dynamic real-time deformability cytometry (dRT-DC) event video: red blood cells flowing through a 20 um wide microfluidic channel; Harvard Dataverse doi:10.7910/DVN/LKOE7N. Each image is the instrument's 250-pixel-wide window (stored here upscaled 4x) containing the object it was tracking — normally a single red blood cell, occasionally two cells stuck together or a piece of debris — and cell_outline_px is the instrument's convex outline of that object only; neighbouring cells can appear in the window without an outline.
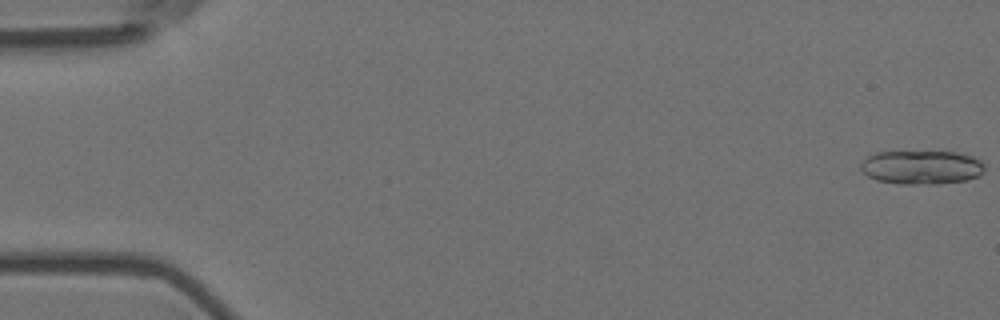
{"species": "Egyptian fruit bat (a non-hibernating species)", "species_latin": "Rousettus aegyptiacus", "temperature_condition": "room temperature", "stored_images_in_passage": 57, "camera_frame_rate_fps": 3000, "um_per_image_px": 0.085, "animal": {"sex": "female"}, "frame": {"image": 1, "passage_image": 1, "time_ms": 0.0, "image_size_px": [1000, 320], "cell_outline_px": [[984, 172], [980, 176], [968, 180], [936, 184], [900, 184], [876, 180], [868, 176], [860, 168], [860, 164], [868, 156], [876, 152], [956, 152], [972, 156], [980, 160], [984, 164]], "centroid_in_image_um": [78.36, 14.23], "position_along_channel_um": 6.6, "area_um2": 24.57}}
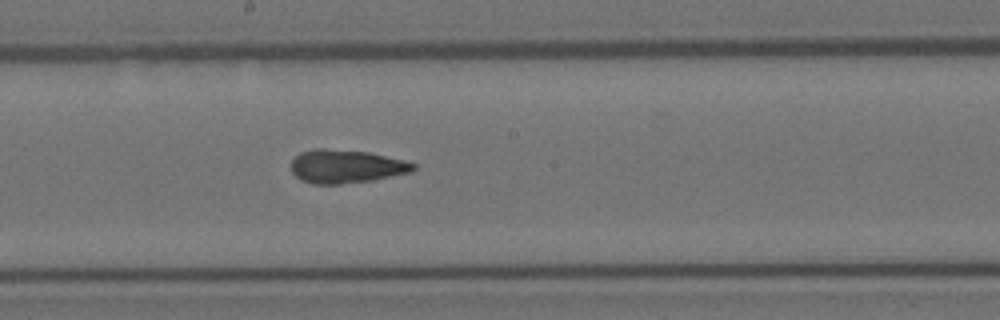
{"frame": {"image": 2, "passage_image": 31, "time_ms": 10.0, "image_size_px": [1000, 320], "cell_outline_px": [[416, 168], [408, 172], [372, 180], [340, 184], [312, 184], [300, 180], [292, 172], [292, 160], [300, 152], [316, 148], [324, 148], [368, 152], [416, 164]], "centroid_in_image_um": [29.35, 14.14], "position_along_channel_um": 218.9, "area_um2": 23.47}}
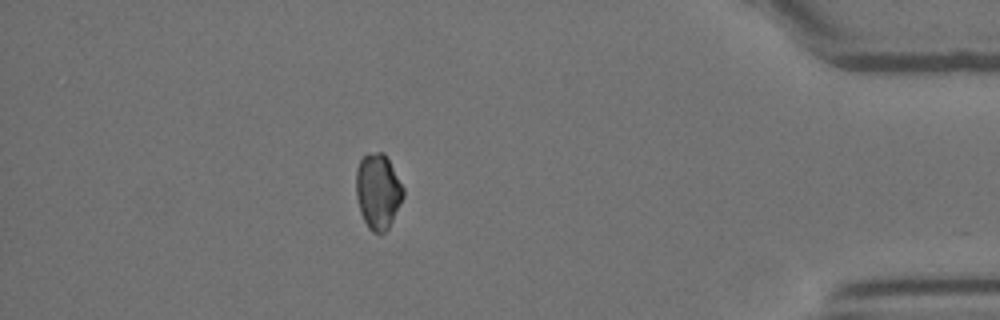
{"frame": {"image": 3, "passage_image": 50, "time_ms": 16.333, "image_size_px": [1000, 320], "cell_outline_px": [[404, 196], [388, 228], [384, 232], [372, 232], [368, 228], [360, 212], [356, 196], [356, 168], [360, 160], [368, 152], [384, 152], [404, 188]], "centroid_in_image_um": [32.11, 16.24], "position_along_channel_um": 403.1, "area_um2": 20.63}, "authors_computed_cell_mechanics": {"area_um2": 23.4668, "velocity_mm_per_s": 3.5944, "shape_relaxation_time_tau1_ms": 6.9809, "shape_relaxation_time_tau2_ms": 3.2834, "deformation_change_tau1": 0.1971, "deformation_change_tau2": 0.1269}}